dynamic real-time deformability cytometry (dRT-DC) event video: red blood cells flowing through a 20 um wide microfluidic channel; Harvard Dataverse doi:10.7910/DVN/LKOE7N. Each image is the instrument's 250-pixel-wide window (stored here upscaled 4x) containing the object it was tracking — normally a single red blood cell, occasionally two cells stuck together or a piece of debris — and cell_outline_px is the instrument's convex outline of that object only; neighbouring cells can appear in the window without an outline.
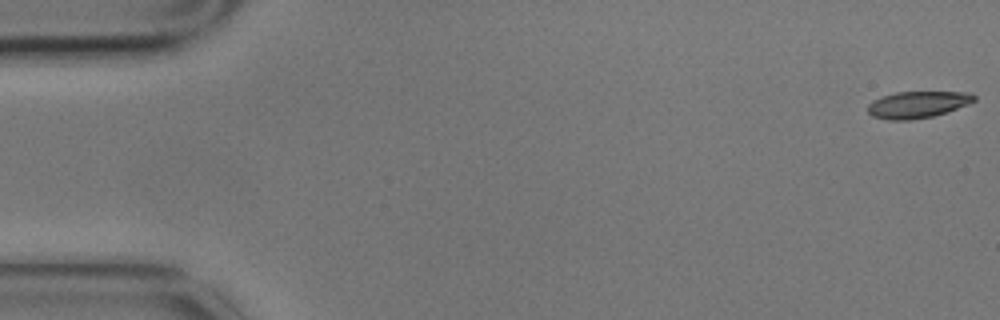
{"species": "common noctule bat (a hibernating species)", "species_latin": "Nyctalus noctula", "temperature_condition": "cold", "stored_images_in_passage": 11, "camera_frame_rate_fps": 3000, "um_per_image_px": 0.085, "animal": {"sex": "male", "body_mass_g": 17.9}, "frame": {"image": 1, "passage_image": 1, "time_ms": 0.0, "image_size_px": [1000, 320], "cell_outline_px": [[976, 100], [968, 104], [948, 112], [932, 116], [912, 120], [888, 120], [872, 116], [868, 112], [868, 104], [872, 100], [880, 96], [896, 92], [972, 92], [976, 96]], "centroid_in_image_um": [77.99, 8.88], "position_along_channel_um": 7.0, "area_um2": 16.76}}
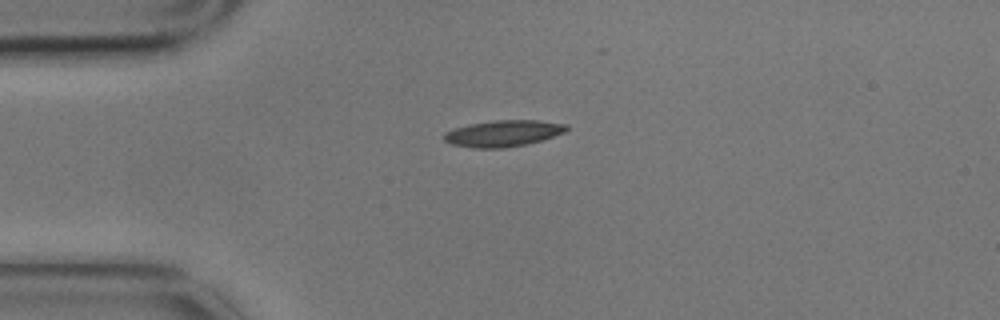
{"frame": {"image": 2, "passage_image": 4, "time_ms": 1.0, "image_size_px": [1000, 320], "cell_outline_px": [[568, 128], [564, 132], [544, 140], [504, 148], [472, 148], [452, 144], [444, 140], [444, 132], [452, 128], [468, 124], [496, 120], [540, 120], [568, 124]], "centroid_in_image_um": [42.77, 11.33], "position_along_channel_um": 42.2, "area_um2": 18.96}}